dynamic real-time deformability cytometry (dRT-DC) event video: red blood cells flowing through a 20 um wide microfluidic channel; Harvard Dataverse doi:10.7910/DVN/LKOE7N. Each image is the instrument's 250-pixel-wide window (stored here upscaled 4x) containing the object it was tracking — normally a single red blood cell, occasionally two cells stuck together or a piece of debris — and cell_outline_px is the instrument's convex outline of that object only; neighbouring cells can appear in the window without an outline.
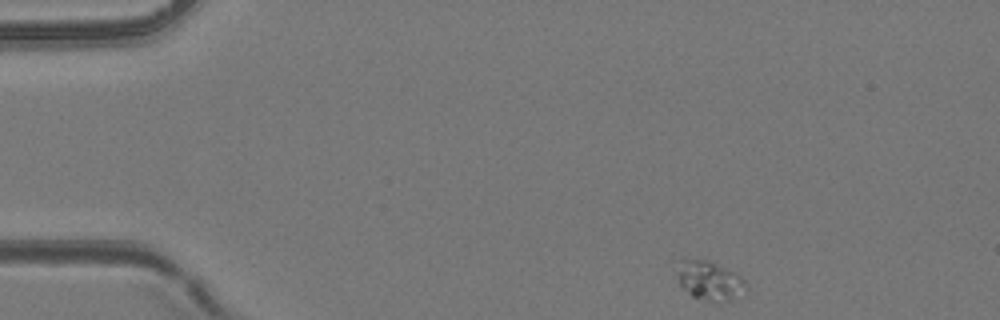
{"species": "common noctule bat (a hibernating species)", "species_latin": "Nyctalus noctula", "temperature_condition": "room temperature", "stored_images_in_passage": 43, "camera_frame_rate_fps": 3000, "um_per_image_px": 0.085, "animal": {"sex": "female", "body_mass_g": 24.6, "forearm_length_mm": 56.2}, "frame": {"image": 1, "passage_image": 1, "time_ms": 0.0, "image_size_px": [1000, 320], "cell_outline_px": [[748, 288], [724, 300], [708, 300], [692, 296], [680, 284], [676, 276], [676, 272], [680, 260], [684, 256], [708, 260], [736, 272], [744, 280]], "centroid_in_image_um": [60.23, 23.75], "position_along_channel_um": 24.8, "area_um2": 15.49}}
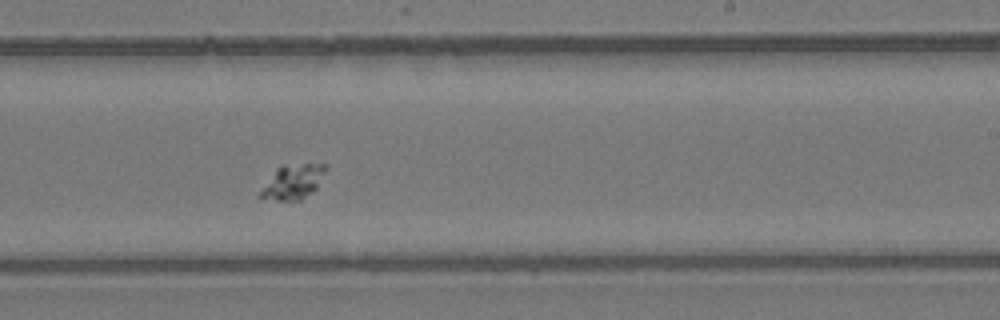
{"frame": {"image": 2, "passage_image": 24, "time_ms": 7.667, "image_size_px": [1000, 320], "cell_outline_px": [[324, 172], [316, 188], [312, 192], [300, 200], [260, 200], [256, 196], [276, 168], [284, 164], [324, 164]], "centroid_in_image_um": [24.8, 15.48], "position_along_channel_um": 264.2, "area_um2": 13.12}}
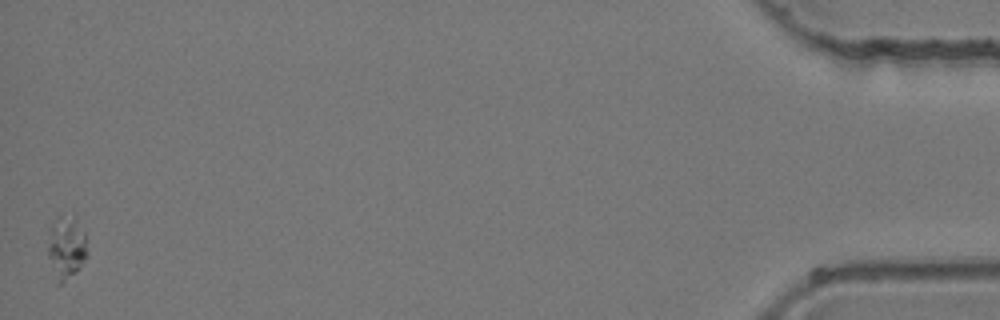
{"frame": {"image": 3, "passage_image": 43, "time_ms": 14.0, "image_size_px": [1000, 320], "cell_outline_px": [[88, 256], [76, 272], [60, 284], [56, 284], [48, 256], [48, 228], [56, 216], [76, 216], [84, 232], [88, 252]], "centroid_in_image_um": [5.62, 21.01], "position_along_channel_um": 429.6, "area_um2": 14.85}}